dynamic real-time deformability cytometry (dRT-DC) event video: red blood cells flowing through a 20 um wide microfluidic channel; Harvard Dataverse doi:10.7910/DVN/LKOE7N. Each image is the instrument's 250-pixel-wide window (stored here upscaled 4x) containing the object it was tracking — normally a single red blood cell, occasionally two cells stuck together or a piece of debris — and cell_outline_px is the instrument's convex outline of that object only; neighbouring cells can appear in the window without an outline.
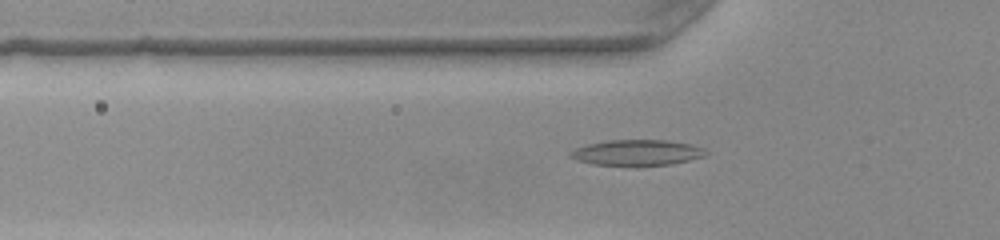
{"species": "common noctule bat (a hibernating species)", "species_latin": "Nyctalus noctula", "temperature_condition": "warm", "stored_images_in_passage": 36, "segment_of_instrument_passage": [1, 2], "camera_frame_rate_fps": 3000, "um_per_image_px": 0.085, "animal": {"sex": "female", "body_mass_g": 22.0, "forearm_length_mm": 56.7}, "frame": {"image": 1, "passage_image": 2, "time_ms": 0.333, "image_size_px": [1000, 240], "cell_outline_px": [[708, 152], [704, 156], [688, 160], [668, 164], [636, 168], [592, 164], [576, 160], [568, 156], [568, 152], [576, 148], [588, 144], [608, 140], [668, 140], [688, 144], [704, 148]], "centroid_in_image_um": [54.08, 13.0], "position_along_channel_um": 71.7, "area_um2": 20.87}}
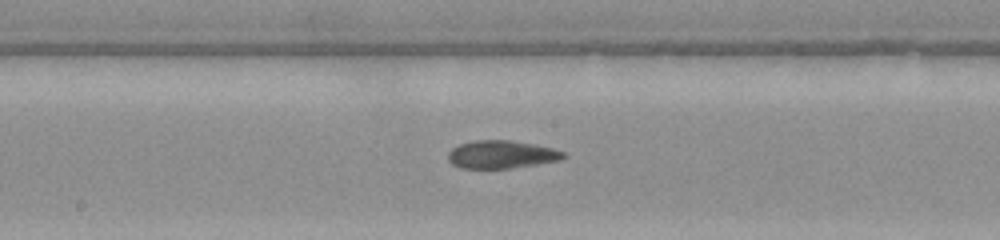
{"frame": {"image": 2, "passage_image": 12, "time_ms": 3.667, "image_size_px": [1000, 240], "cell_outline_px": [[564, 156], [560, 160], [512, 168], [460, 168], [452, 164], [448, 160], [448, 152], [452, 148], [460, 144], [476, 140], [512, 140], [536, 144], [552, 148], [564, 152]], "centroid_in_image_um": [42.6, 13.12], "position_along_channel_um": 205.6, "area_um2": 18.73}}
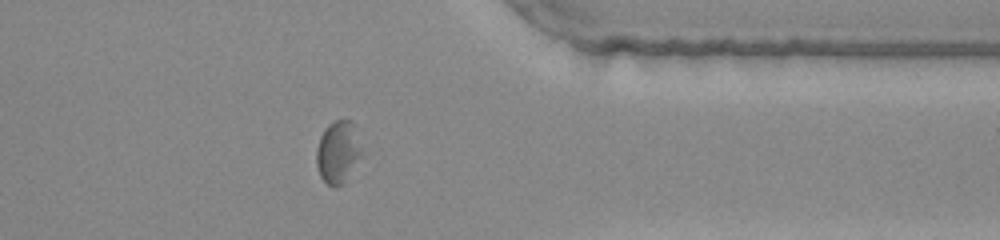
{"frame": {"image": 3, "passage_image": 26, "time_ms": 8.333, "image_size_px": [1000, 240], "cell_outline_px": [[364, 156], [344, 184], [328, 184], [320, 176], [316, 164], [316, 148], [320, 136], [324, 128], [332, 120], [348, 120], [352, 124], [364, 152]], "centroid_in_image_um": [28.75, 12.93], "position_along_channel_um": 382.7, "area_um2": 16.7}}